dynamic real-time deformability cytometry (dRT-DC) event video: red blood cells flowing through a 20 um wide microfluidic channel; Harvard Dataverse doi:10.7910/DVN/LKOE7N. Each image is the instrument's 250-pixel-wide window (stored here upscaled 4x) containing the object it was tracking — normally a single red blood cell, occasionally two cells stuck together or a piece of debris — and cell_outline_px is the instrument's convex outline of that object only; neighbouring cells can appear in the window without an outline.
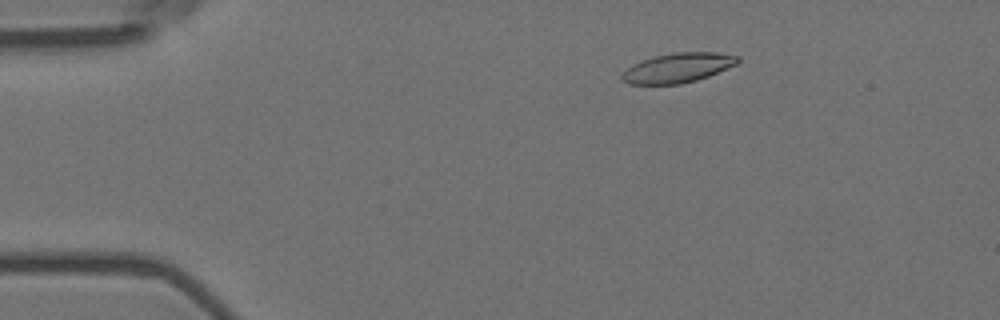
{"species": "Egyptian fruit bat (a non-hibernating species)", "species_latin": "Rousettus aegyptiacus", "temperature_condition": "room temperature", "stored_images_in_passage": 4, "camera_frame_rate_fps": 3000, "um_per_image_px": 0.085, "animal": {"sex": "female"}, "frame": {"image": 1, "passage_image": 2, "time_ms": 0.333, "image_size_px": [1000, 320], "cell_outline_px": [[740, 60], [736, 64], [708, 76], [696, 80], [680, 84], [628, 84], [620, 76], [632, 64], [656, 56], [676, 52], [716, 52], [740, 56]], "centroid_in_image_um": [57.64, 5.76], "position_along_channel_um": 27.4, "area_um2": 19.71}}